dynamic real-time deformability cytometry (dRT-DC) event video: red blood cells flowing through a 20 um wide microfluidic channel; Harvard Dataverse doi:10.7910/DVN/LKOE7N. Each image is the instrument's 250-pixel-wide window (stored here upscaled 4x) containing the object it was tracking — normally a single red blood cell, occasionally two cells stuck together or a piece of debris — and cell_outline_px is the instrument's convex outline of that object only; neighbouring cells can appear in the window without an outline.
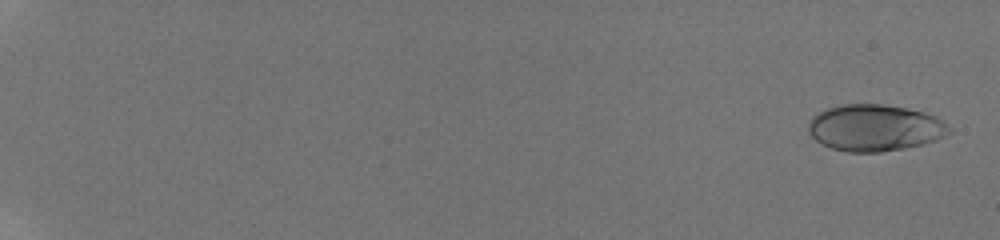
{"species": "human", "species_latin": "Homo sapiens", "temperature_condition": "room temperature", "stored_images_in_passage": 24, "camera_frame_rate_fps": 3000, "um_per_image_px": 0.085, "donor": {"sex": "male"}, "frame": {"image": 1, "passage_image": 2, "time_ms": 0.333, "image_size_px": [1000, 240], "cell_outline_px": [[952, 132], [936, 140], [924, 144], [904, 148], [880, 152], [848, 152], [832, 148], [820, 144], [808, 132], [808, 124], [812, 116], [816, 112], [828, 108], [844, 104], [884, 104], [908, 108], [924, 112], [936, 116], [952, 128]], "centroid_in_image_um": [74.36, 10.86], "position_along_channel_um": 10.6, "area_um2": 38.55}}
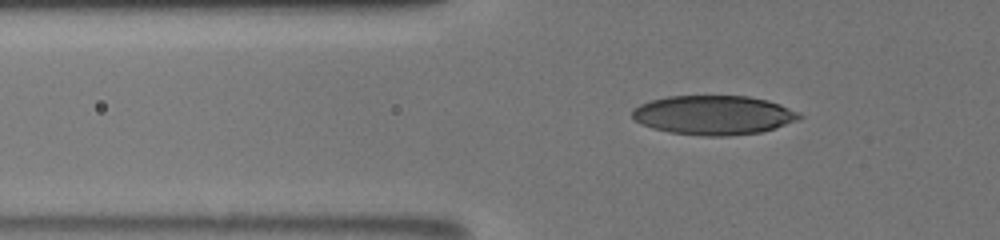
{"frame": {"image": 2, "passage_image": 16, "time_ms": 7.333, "image_size_px": [1000, 240], "cell_outline_px": [[804, 116], [800, 120], [760, 132], [728, 136], [704, 136], [668, 132], [652, 128], [640, 124], [632, 116], [632, 108], [640, 104], [652, 100], [668, 96], [748, 96], [768, 100], [780, 104], [800, 112]], "centroid_in_image_um": [60.67, 9.78], "position_along_channel_um": 65.1, "area_um2": 38.44}}
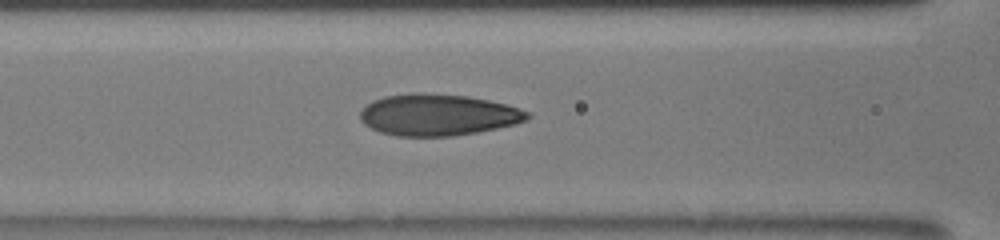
{"frame": {"image": 3, "passage_image": 19, "time_ms": 9.333, "image_size_px": [1000, 240], "cell_outline_px": [[532, 116], [528, 120], [516, 124], [476, 132], [452, 136], [396, 136], [380, 132], [364, 124], [360, 120], [360, 112], [372, 100], [384, 96], [412, 92], [424, 92], [468, 96], [488, 100], [520, 108], [528, 112]], "centroid_in_image_um": [37.22, 9.75], "position_along_channel_um": 129.4, "area_um2": 40.63}}